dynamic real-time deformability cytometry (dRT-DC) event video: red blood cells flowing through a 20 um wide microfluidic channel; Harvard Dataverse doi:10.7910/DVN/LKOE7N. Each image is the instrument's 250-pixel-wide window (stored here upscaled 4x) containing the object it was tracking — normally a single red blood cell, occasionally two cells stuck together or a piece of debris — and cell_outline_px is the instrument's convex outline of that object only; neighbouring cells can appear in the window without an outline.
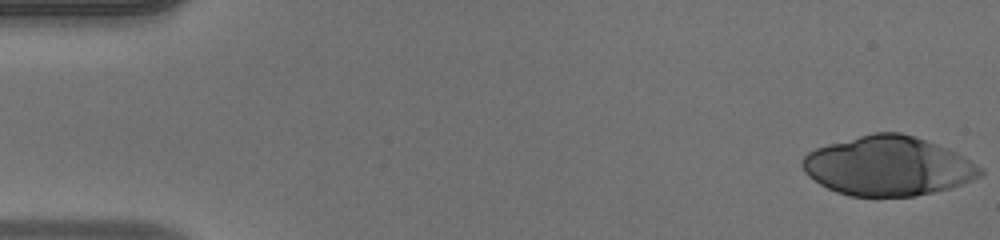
{"species": "human", "species_latin": "Homo sapiens", "temperature_condition": "warm", "stored_images_in_passage": 37, "camera_frame_rate_fps": 3000, "um_per_image_px": 0.085, "donor": {"sex": "male"}, "frame": {"image": 1, "passage_image": 1, "time_ms": 0.0, "image_size_px": [1000, 240], "cell_outline_px": [[984, 172], [980, 176], [972, 180], [948, 188], [916, 196], [848, 196], [836, 192], [820, 184], [808, 176], [804, 172], [800, 164], [800, 160], [808, 152], [816, 148], [828, 144], [876, 132], [900, 132], [948, 148], [956, 152], [984, 168]], "centroid_in_image_um": [75.46, 14.12], "position_along_channel_um": 9.5, "area_um2": 61.27}}